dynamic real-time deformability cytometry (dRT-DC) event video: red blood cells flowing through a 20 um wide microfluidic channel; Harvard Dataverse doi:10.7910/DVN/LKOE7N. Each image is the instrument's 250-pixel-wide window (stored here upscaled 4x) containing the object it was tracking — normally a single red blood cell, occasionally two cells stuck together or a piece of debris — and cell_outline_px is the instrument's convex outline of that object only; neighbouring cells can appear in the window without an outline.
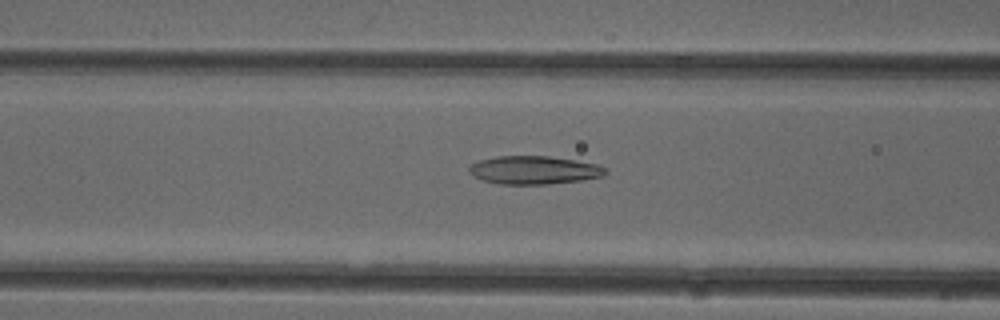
{"species": "common noctule bat (a hibernating species)", "species_latin": "Nyctalus noctula", "temperature_condition": "cold", "stored_images_in_passage": 51, "camera_frame_rate_fps": 3000, "um_per_image_px": 0.085, "animal": {"sex": "female"}, "frame": {"image": 1, "passage_image": 20, "time_ms": 6.333, "image_size_px": [1000, 320], "cell_outline_px": [[608, 172], [604, 176], [580, 180], [548, 184], [500, 184], [484, 180], [472, 176], [468, 172], [468, 168], [472, 164], [480, 160], [496, 156], [548, 156], [596, 164], [608, 168]], "centroid_in_image_um": [45.39, 14.46], "position_along_channel_um": 121.2, "area_um2": 22.37}}
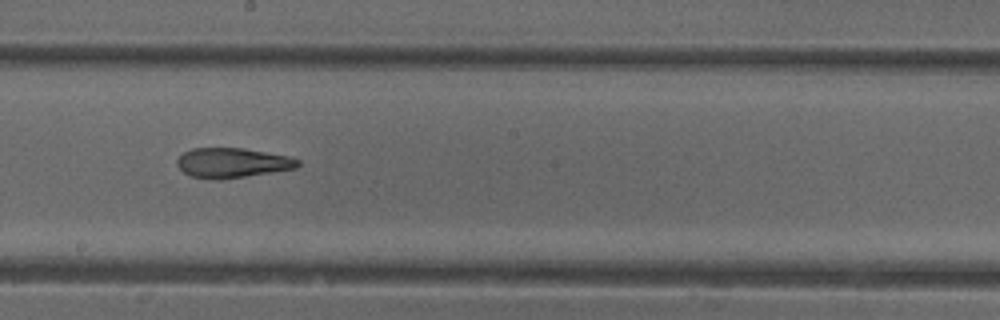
{"frame": {"image": 2, "passage_image": 28, "time_ms": 9.0, "image_size_px": [1000, 320], "cell_outline_px": [[300, 164], [296, 168], [220, 180], [212, 180], [188, 176], [176, 164], [176, 160], [184, 152], [192, 148], [244, 148], [288, 156], [300, 160]], "centroid_in_image_um": [19.71, 13.84], "position_along_channel_um": 228.5, "area_um2": 21.04}}
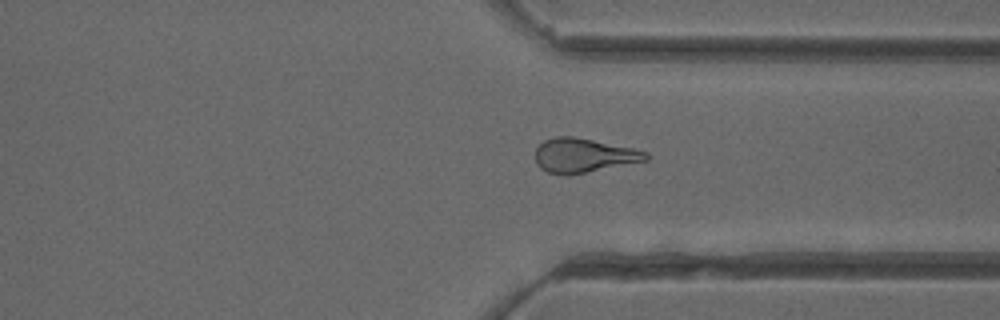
{"frame": {"image": 3, "passage_image": 38, "time_ms": 12.333, "image_size_px": [1000, 320], "cell_outline_px": [[648, 160], [564, 176], [548, 172], [540, 168], [536, 164], [536, 148], [544, 140], [556, 136], [572, 136], [632, 148], [648, 152]], "centroid_in_image_um": [49.57, 13.21], "position_along_channel_um": 361.8, "area_um2": 21.79}, "authors_computed_cell_mechanics": {"area_um2": 22.5998, "velocity_mm_per_s": 4.014, "shape_relaxation_time_tau1_ms": 11.2154, "shape_relaxation_time_tau2_ms": 3.7839, "deformation_change_tau1": 0.2861, "deformation_change_tau2": 0.1418}}